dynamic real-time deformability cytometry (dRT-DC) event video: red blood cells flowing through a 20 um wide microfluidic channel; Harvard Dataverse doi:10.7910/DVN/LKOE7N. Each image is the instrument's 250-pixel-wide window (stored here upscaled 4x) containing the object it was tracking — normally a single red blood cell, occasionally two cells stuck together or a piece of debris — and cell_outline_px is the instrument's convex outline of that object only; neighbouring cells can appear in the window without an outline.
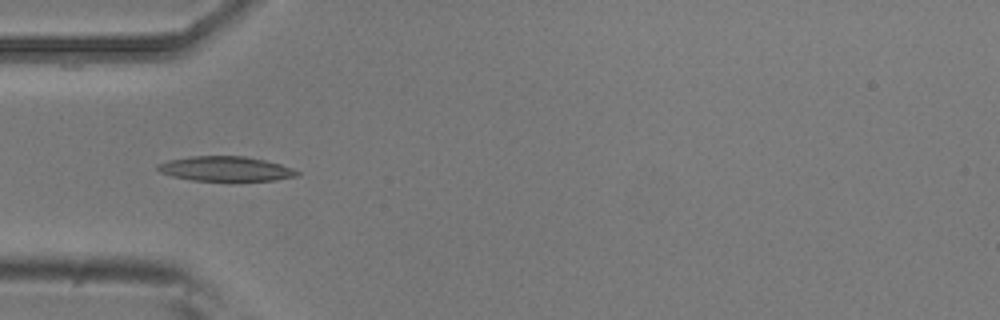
{"species": "common noctule bat (a hibernating species)", "species_latin": "Nyctalus noctula", "temperature_condition": "room temperature", "stored_images_in_passage": 4, "camera_frame_rate_fps": 3000, "um_per_image_px": 0.085, "animal": {"sex": "male", "body_mass_g": 20.5, "forearm_length_mm": 52.5}, "frame": {"image": 1, "passage_image": 2, "time_ms": 0.333, "image_size_px": [1000, 320], "cell_outline_px": [[300, 176], [272, 180], [192, 180], [172, 176], [160, 172], [156, 168], [156, 164], [168, 160], [192, 156], [244, 156], [264, 160], [280, 164], [300, 172]], "centroid_in_image_um": [19.15, 14.34], "position_along_channel_um": 65.9, "area_um2": 19.88}}
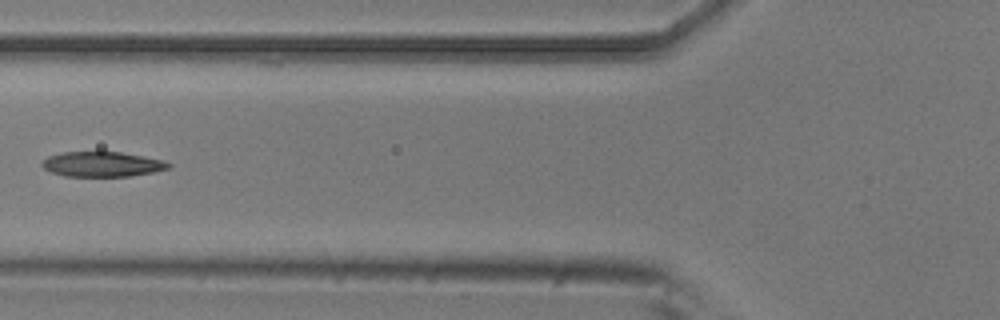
{"frame": {"image": 2, "passage_image": 3, "time_ms": 0.667, "image_size_px": [1000, 320], "cell_outline_px": [[172, 164], [168, 168], [152, 172], [128, 176], [64, 176], [52, 172], [44, 168], [40, 164], [48, 156], [64, 152], [120, 152], [144, 156], [160, 160]], "centroid_in_image_um": [8.65, 13.95], "position_along_channel_um": 117.1, "area_um2": 18.15}}
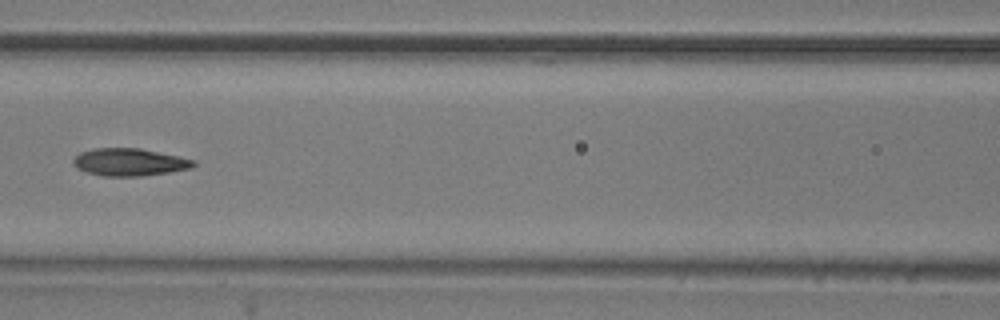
{"frame": {"image": 3, "passage_image": 4, "time_ms": 1.0, "image_size_px": [1000, 320], "cell_outline_px": [[196, 164], [192, 168], [168, 172], [140, 176], [100, 176], [76, 168], [72, 164], [72, 160], [80, 152], [92, 148], [140, 148], [180, 156], [196, 160]], "centroid_in_image_um": [11.0, 13.77], "position_along_channel_um": 155.6, "area_um2": 19.42}}